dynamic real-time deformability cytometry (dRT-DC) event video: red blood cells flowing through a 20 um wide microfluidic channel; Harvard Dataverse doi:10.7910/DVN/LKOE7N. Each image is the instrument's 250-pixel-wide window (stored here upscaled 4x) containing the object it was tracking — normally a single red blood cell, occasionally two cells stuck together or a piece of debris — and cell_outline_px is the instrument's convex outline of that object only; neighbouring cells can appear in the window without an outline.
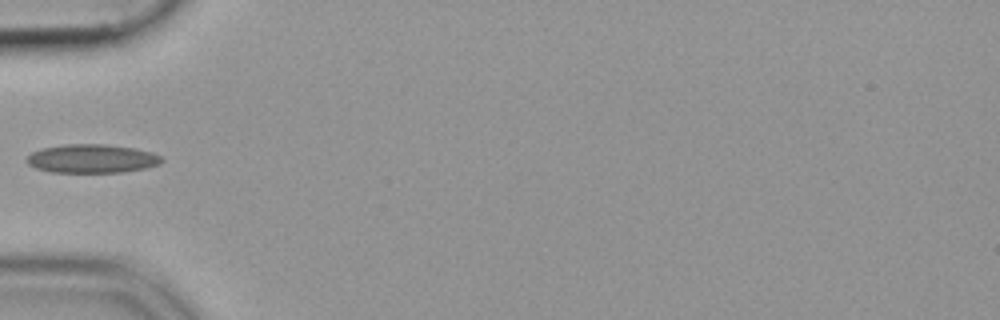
{"species": "common noctule bat (a hibernating species)", "species_latin": "Nyctalus noctula", "temperature_condition": "cold", "stored_images_in_passage": 22, "camera_frame_rate_fps": 3000, "um_per_image_px": 0.085, "animal": {"sex": "female", "body_mass_g": 19.9}, "frame": {"image": 1, "passage_image": 1, "time_ms": 0.0, "image_size_px": [1000, 320], "cell_outline_px": [[164, 160], [160, 164], [144, 168], [120, 172], [52, 172], [36, 168], [28, 164], [24, 160], [32, 152], [40, 148], [64, 144], [104, 144], [136, 148], [152, 152], [160, 156]], "centroid_in_image_um": [7.79, 13.47], "position_along_channel_um": 77.2, "area_um2": 22.6}}